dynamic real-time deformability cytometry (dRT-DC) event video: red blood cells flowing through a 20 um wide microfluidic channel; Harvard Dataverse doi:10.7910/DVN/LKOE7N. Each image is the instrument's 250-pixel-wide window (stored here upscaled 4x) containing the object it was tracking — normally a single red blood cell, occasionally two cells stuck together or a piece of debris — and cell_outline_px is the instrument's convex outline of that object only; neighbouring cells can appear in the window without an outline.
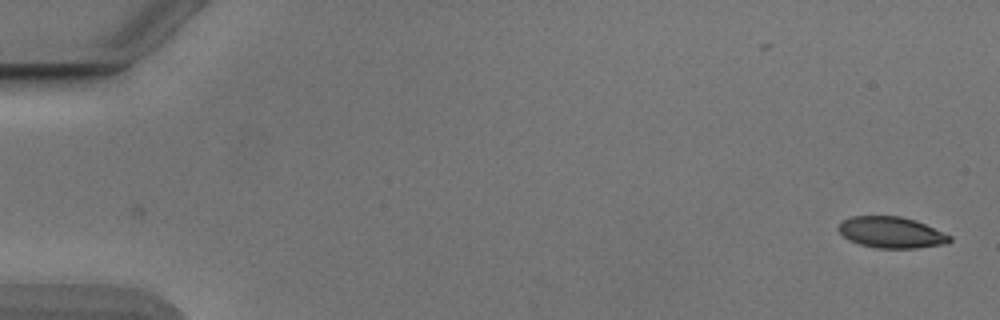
{"species": "Egyptian fruit bat (a non-hibernating species)", "species_latin": "Rousettus aegyptiacus", "temperature_condition": "cold", "stored_images_in_passage": 52, "camera_frame_rate_fps": 3000, "um_per_image_px": 0.085, "animal": {"sex": "male"}, "frame": {"image": 1, "passage_image": 1, "time_ms": 0.0, "image_size_px": [1000, 320], "cell_outline_px": [[952, 240], [948, 244], [916, 248], [876, 248], [860, 244], [848, 240], [836, 228], [844, 220], [852, 216], [900, 216], [924, 224], [952, 236]], "centroid_in_image_um": [75.77, 19.77], "position_along_channel_um": 9.2, "area_um2": 20.11}}
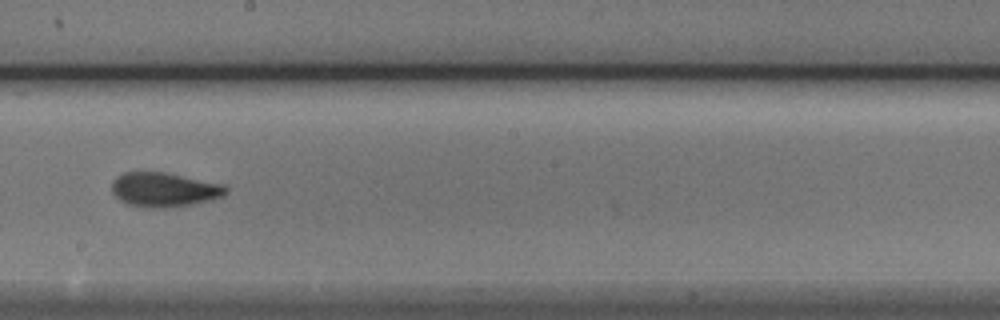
{"frame": {"image": 2, "passage_image": 30, "time_ms": 9.667, "image_size_px": [1000, 320], "cell_outline_px": [[228, 192], [224, 196], [212, 200], [192, 204], [168, 208], [152, 208], [128, 204], [120, 200], [112, 192], [112, 180], [116, 176], [124, 172], [164, 172], [220, 184], [228, 188]], "centroid_in_image_um": [13.94, 16.13], "position_along_channel_um": 234.3, "area_um2": 22.77}}
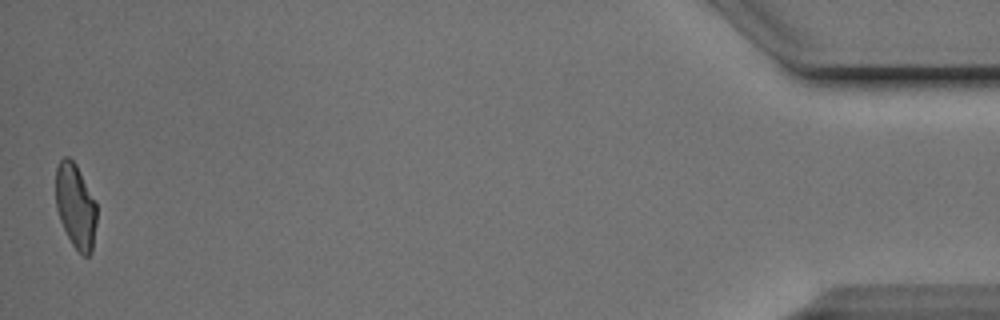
{"frame": {"image": 3, "passage_image": 52, "time_ms": 17.0, "image_size_px": [1000, 320], "cell_outline_px": [[96, 224], [92, 252], [88, 256], [84, 256], [72, 244], [60, 220], [56, 208], [56, 168], [60, 160], [64, 156], [68, 156], [76, 164], [96, 200]], "centroid_in_image_um": [6.43, 17.49], "position_along_channel_um": 428.8, "area_um2": 20.23}, "authors_computed_cell_mechanics": {"area_um2": 21.386, "velocity_mm_per_s": 3.8931, "shape_relaxation_time_tau1_ms": 3.8911, "shape_relaxation_time_tau2_ms": 1.6942, "deformation_change_tau1": 0.1505, "deformation_change_tau2": 0.079}}